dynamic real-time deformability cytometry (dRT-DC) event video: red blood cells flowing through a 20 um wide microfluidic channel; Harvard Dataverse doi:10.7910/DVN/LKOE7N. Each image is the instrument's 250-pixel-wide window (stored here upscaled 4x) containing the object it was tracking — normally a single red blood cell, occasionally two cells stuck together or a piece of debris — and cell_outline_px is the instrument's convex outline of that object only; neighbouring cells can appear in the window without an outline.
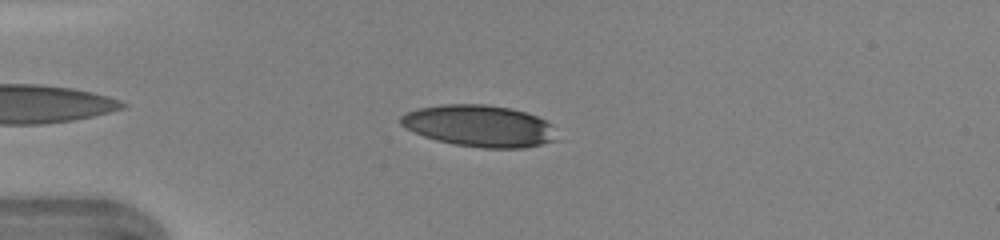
{"species": "human", "species_latin": "Homo sapiens", "temperature_condition": "warm", "stored_images_in_passage": 35, "camera_frame_rate_fps": 3000, "um_per_image_px": 0.085, "donor": {"sex": "female"}, "frame": {"image": 1, "passage_image": 5, "time_ms": 1.333, "image_size_px": [1000, 240], "cell_outline_px": [[560, 140], [524, 148], [484, 148], [456, 144], [436, 140], [424, 136], [400, 124], [400, 116], [416, 108], [440, 104], [484, 104], [508, 108], [524, 112], [536, 116], [552, 124]], "centroid_in_image_um": [40.79, 10.7], "position_along_channel_um": 44.2, "area_um2": 37.92}}
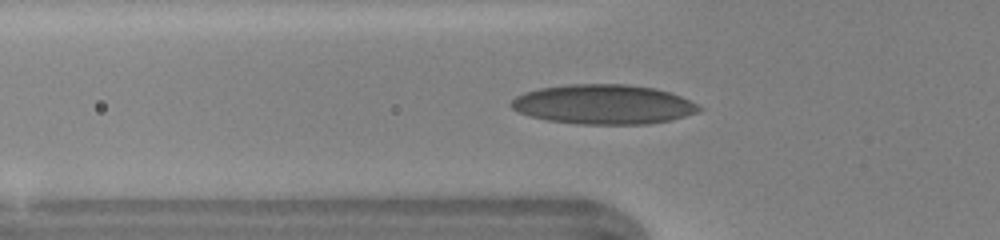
{"frame": {"image": 2, "passage_image": 9, "time_ms": 2.667, "image_size_px": [1000, 240], "cell_outline_px": [[704, 108], [700, 112], [672, 120], [648, 124], [580, 124], [548, 120], [528, 116], [516, 112], [508, 104], [516, 96], [524, 92], [540, 88], [568, 84], [628, 84], [656, 88], [680, 96]], "centroid_in_image_um": [51.28, 8.87], "position_along_channel_um": 74.5, "area_um2": 43.64}}
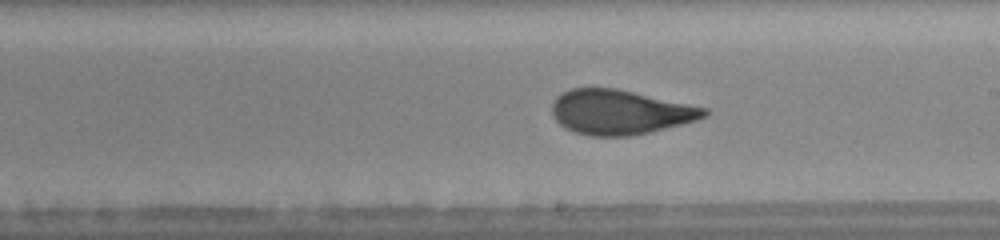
{"frame": {"image": 3, "passage_image": 20, "time_ms": 6.333, "image_size_px": [1000, 240], "cell_outline_px": [[708, 112], [704, 116], [696, 120], [632, 136], [592, 136], [576, 132], [564, 128], [552, 116], [552, 104], [556, 96], [572, 88], [616, 88], [708, 108]], "centroid_in_image_um": [52.66, 9.52], "position_along_channel_um": 236.3, "area_um2": 39.3}, "authors_computed_cell_mechanics": {"area_um2": 39.304, "velocity_mm_per_s": 4.3832, "shape_relaxation_time_tau1_ms": 7.8249, "shape_relaxation_time_tau2_ms": 0.7707, "deformation_change_tau1": 0.2435, "deformation_change_tau2": 0.0663}}